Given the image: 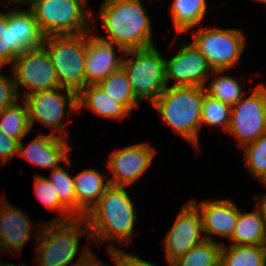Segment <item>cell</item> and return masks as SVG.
Here are the masks:
<instances>
[{"mask_svg": "<svg viewBox=\"0 0 266 266\" xmlns=\"http://www.w3.org/2000/svg\"><path fill=\"white\" fill-rule=\"evenodd\" d=\"M38 227L34 243L38 266H69L80 249L79 236L91 239L85 218L42 222Z\"/></svg>", "mask_w": 266, "mask_h": 266, "instance_id": "cell-4", "label": "cell"}, {"mask_svg": "<svg viewBox=\"0 0 266 266\" xmlns=\"http://www.w3.org/2000/svg\"><path fill=\"white\" fill-rule=\"evenodd\" d=\"M19 141L6 136L0 130V162L6 163L9 159L18 155Z\"/></svg>", "mask_w": 266, "mask_h": 266, "instance_id": "cell-36", "label": "cell"}, {"mask_svg": "<svg viewBox=\"0 0 266 266\" xmlns=\"http://www.w3.org/2000/svg\"><path fill=\"white\" fill-rule=\"evenodd\" d=\"M125 189L126 187L110 185L84 217L95 245L100 246L107 241L121 242L120 245L123 246L131 242L137 212L135 202Z\"/></svg>", "mask_w": 266, "mask_h": 266, "instance_id": "cell-1", "label": "cell"}, {"mask_svg": "<svg viewBox=\"0 0 266 266\" xmlns=\"http://www.w3.org/2000/svg\"><path fill=\"white\" fill-rule=\"evenodd\" d=\"M17 100L0 112V130L8 137L19 142L31 131L28 108L25 100L24 107Z\"/></svg>", "mask_w": 266, "mask_h": 266, "instance_id": "cell-26", "label": "cell"}, {"mask_svg": "<svg viewBox=\"0 0 266 266\" xmlns=\"http://www.w3.org/2000/svg\"><path fill=\"white\" fill-rule=\"evenodd\" d=\"M0 266H17L16 264H12V263H0ZM18 266H27V265H24V264H22V265H18Z\"/></svg>", "mask_w": 266, "mask_h": 266, "instance_id": "cell-40", "label": "cell"}, {"mask_svg": "<svg viewBox=\"0 0 266 266\" xmlns=\"http://www.w3.org/2000/svg\"><path fill=\"white\" fill-rule=\"evenodd\" d=\"M255 1L266 4V0H255Z\"/></svg>", "mask_w": 266, "mask_h": 266, "instance_id": "cell-41", "label": "cell"}, {"mask_svg": "<svg viewBox=\"0 0 266 266\" xmlns=\"http://www.w3.org/2000/svg\"><path fill=\"white\" fill-rule=\"evenodd\" d=\"M108 254L114 261L116 266H157L148 261L141 259L137 255L129 254L116 246H107ZM168 266H171V263L168 262Z\"/></svg>", "mask_w": 266, "mask_h": 266, "instance_id": "cell-34", "label": "cell"}, {"mask_svg": "<svg viewBox=\"0 0 266 266\" xmlns=\"http://www.w3.org/2000/svg\"><path fill=\"white\" fill-rule=\"evenodd\" d=\"M180 50L170 59H165V78L167 86L205 87L209 73L213 75L224 71H214L204 55L192 44L181 42ZM209 72V73H208ZM172 80V81H171Z\"/></svg>", "mask_w": 266, "mask_h": 266, "instance_id": "cell-12", "label": "cell"}, {"mask_svg": "<svg viewBox=\"0 0 266 266\" xmlns=\"http://www.w3.org/2000/svg\"><path fill=\"white\" fill-rule=\"evenodd\" d=\"M252 212L239 210L238 222L230 241L234 245L266 246V229L257 207Z\"/></svg>", "mask_w": 266, "mask_h": 266, "instance_id": "cell-22", "label": "cell"}, {"mask_svg": "<svg viewBox=\"0 0 266 266\" xmlns=\"http://www.w3.org/2000/svg\"><path fill=\"white\" fill-rule=\"evenodd\" d=\"M17 100H19V95L14 78L3 75L0 71V112Z\"/></svg>", "mask_w": 266, "mask_h": 266, "instance_id": "cell-35", "label": "cell"}, {"mask_svg": "<svg viewBox=\"0 0 266 266\" xmlns=\"http://www.w3.org/2000/svg\"><path fill=\"white\" fill-rule=\"evenodd\" d=\"M207 6L206 0H174L170 13L176 35L189 32L190 29L202 23Z\"/></svg>", "mask_w": 266, "mask_h": 266, "instance_id": "cell-23", "label": "cell"}, {"mask_svg": "<svg viewBox=\"0 0 266 266\" xmlns=\"http://www.w3.org/2000/svg\"><path fill=\"white\" fill-rule=\"evenodd\" d=\"M116 47V48H115ZM116 49L121 55L116 56ZM125 51L114 43L86 33L85 76L86 85L98 84L109 74L122 67Z\"/></svg>", "mask_w": 266, "mask_h": 266, "instance_id": "cell-15", "label": "cell"}, {"mask_svg": "<svg viewBox=\"0 0 266 266\" xmlns=\"http://www.w3.org/2000/svg\"><path fill=\"white\" fill-rule=\"evenodd\" d=\"M203 87L168 86L152 103L163 121L196 149L200 147Z\"/></svg>", "mask_w": 266, "mask_h": 266, "instance_id": "cell-3", "label": "cell"}, {"mask_svg": "<svg viewBox=\"0 0 266 266\" xmlns=\"http://www.w3.org/2000/svg\"><path fill=\"white\" fill-rule=\"evenodd\" d=\"M34 181V190L37 198L49 210L60 213L59 217H55L51 221H68L76 218L59 200V196L53 185L42 175H37Z\"/></svg>", "mask_w": 266, "mask_h": 266, "instance_id": "cell-30", "label": "cell"}, {"mask_svg": "<svg viewBox=\"0 0 266 266\" xmlns=\"http://www.w3.org/2000/svg\"><path fill=\"white\" fill-rule=\"evenodd\" d=\"M13 34L14 59L28 49L41 47L45 38L30 9L13 10Z\"/></svg>", "mask_w": 266, "mask_h": 266, "instance_id": "cell-21", "label": "cell"}, {"mask_svg": "<svg viewBox=\"0 0 266 266\" xmlns=\"http://www.w3.org/2000/svg\"><path fill=\"white\" fill-rule=\"evenodd\" d=\"M11 66L18 95L20 86L25 89L24 97L60 87L55 68L43 46L26 50L14 59Z\"/></svg>", "mask_w": 266, "mask_h": 266, "instance_id": "cell-11", "label": "cell"}, {"mask_svg": "<svg viewBox=\"0 0 266 266\" xmlns=\"http://www.w3.org/2000/svg\"><path fill=\"white\" fill-rule=\"evenodd\" d=\"M40 31L45 37L90 32L91 19L87 0H26Z\"/></svg>", "mask_w": 266, "mask_h": 266, "instance_id": "cell-5", "label": "cell"}, {"mask_svg": "<svg viewBox=\"0 0 266 266\" xmlns=\"http://www.w3.org/2000/svg\"><path fill=\"white\" fill-rule=\"evenodd\" d=\"M14 61L13 10L0 12V67Z\"/></svg>", "mask_w": 266, "mask_h": 266, "instance_id": "cell-33", "label": "cell"}, {"mask_svg": "<svg viewBox=\"0 0 266 266\" xmlns=\"http://www.w3.org/2000/svg\"><path fill=\"white\" fill-rule=\"evenodd\" d=\"M107 179L105 180V178ZM108 176L102 175L96 169H84L74 176L75 197L79 205V218L86 214L98 203L99 198L110 186Z\"/></svg>", "mask_w": 266, "mask_h": 266, "instance_id": "cell-19", "label": "cell"}, {"mask_svg": "<svg viewBox=\"0 0 266 266\" xmlns=\"http://www.w3.org/2000/svg\"><path fill=\"white\" fill-rule=\"evenodd\" d=\"M240 83L230 75L221 74L216 75L211 83H209V87L205 86L204 89L207 95L231 107L245 95Z\"/></svg>", "mask_w": 266, "mask_h": 266, "instance_id": "cell-28", "label": "cell"}, {"mask_svg": "<svg viewBox=\"0 0 266 266\" xmlns=\"http://www.w3.org/2000/svg\"><path fill=\"white\" fill-rule=\"evenodd\" d=\"M156 152L154 147L144 142L113 150L107 164L112 174L108 177L110 184L127 187L140 179Z\"/></svg>", "mask_w": 266, "mask_h": 266, "instance_id": "cell-14", "label": "cell"}, {"mask_svg": "<svg viewBox=\"0 0 266 266\" xmlns=\"http://www.w3.org/2000/svg\"><path fill=\"white\" fill-rule=\"evenodd\" d=\"M77 107L78 110L87 107L102 117L118 121L130 114L122 103L109 97L98 84L86 85L77 94Z\"/></svg>", "mask_w": 266, "mask_h": 266, "instance_id": "cell-20", "label": "cell"}, {"mask_svg": "<svg viewBox=\"0 0 266 266\" xmlns=\"http://www.w3.org/2000/svg\"><path fill=\"white\" fill-rule=\"evenodd\" d=\"M42 46L50 56L59 86L78 94L86 86V33L47 36Z\"/></svg>", "mask_w": 266, "mask_h": 266, "instance_id": "cell-6", "label": "cell"}, {"mask_svg": "<svg viewBox=\"0 0 266 266\" xmlns=\"http://www.w3.org/2000/svg\"><path fill=\"white\" fill-rule=\"evenodd\" d=\"M67 138L59 137L55 134H39L28 145L23 141L19 142L18 155L26 158L32 164L42 169H54L60 166L59 163L66 162L72 166L69 159L71 146L66 141Z\"/></svg>", "mask_w": 266, "mask_h": 266, "instance_id": "cell-16", "label": "cell"}, {"mask_svg": "<svg viewBox=\"0 0 266 266\" xmlns=\"http://www.w3.org/2000/svg\"><path fill=\"white\" fill-rule=\"evenodd\" d=\"M98 85L109 97L122 103L130 112L133 108L139 107L140 101L134 95L128 76L122 67L109 74Z\"/></svg>", "mask_w": 266, "mask_h": 266, "instance_id": "cell-25", "label": "cell"}, {"mask_svg": "<svg viewBox=\"0 0 266 266\" xmlns=\"http://www.w3.org/2000/svg\"><path fill=\"white\" fill-rule=\"evenodd\" d=\"M231 107L220 100L210 97L205 93L201 110L202 124L210 127H221L227 132L230 124Z\"/></svg>", "mask_w": 266, "mask_h": 266, "instance_id": "cell-32", "label": "cell"}, {"mask_svg": "<svg viewBox=\"0 0 266 266\" xmlns=\"http://www.w3.org/2000/svg\"><path fill=\"white\" fill-rule=\"evenodd\" d=\"M56 190L60 202L76 217L79 218V205L75 197L74 176L63 167L58 166L47 178Z\"/></svg>", "mask_w": 266, "mask_h": 266, "instance_id": "cell-29", "label": "cell"}, {"mask_svg": "<svg viewBox=\"0 0 266 266\" xmlns=\"http://www.w3.org/2000/svg\"><path fill=\"white\" fill-rule=\"evenodd\" d=\"M122 68L128 76L134 95L140 102L147 100L152 104L168 87L165 78V58L155 45L125 51Z\"/></svg>", "mask_w": 266, "mask_h": 266, "instance_id": "cell-7", "label": "cell"}, {"mask_svg": "<svg viewBox=\"0 0 266 266\" xmlns=\"http://www.w3.org/2000/svg\"><path fill=\"white\" fill-rule=\"evenodd\" d=\"M222 243L205 240L171 262V266H219Z\"/></svg>", "mask_w": 266, "mask_h": 266, "instance_id": "cell-27", "label": "cell"}, {"mask_svg": "<svg viewBox=\"0 0 266 266\" xmlns=\"http://www.w3.org/2000/svg\"><path fill=\"white\" fill-rule=\"evenodd\" d=\"M228 133L239 141V148L266 133V85L258 84L250 96L231 106Z\"/></svg>", "mask_w": 266, "mask_h": 266, "instance_id": "cell-10", "label": "cell"}, {"mask_svg": "<svg viewBox=\"0 0 266 266\" xmlns=\"http://www.w3.org/2000/svg\"><path fill=\"white\" fill-rule=\"evenodd\" d=\"M258 198V203L256 205V207L259 209L261 216H262V220L264 222V227L266 229V194L262 195V196H257Z\"/></svg>", "mask_w": 266, "mask_h": 266, "instance_id": "cell-38", "label": "cell"}, {"mask_svg": "<svg viewBox=\"0 0 266 266\" xmlns=\"http://www.w3.org/2000/svg\"><path fill=\"white\" fill-rule=\"evenodd\" d=\"M98 257L92 253L89 247L84 248L78 260L72 266H109L104 265L102 261L97 259Z\"/></svg>", "mask_w": 266, "mask_h": 266, "instance_id": "cell-37", "label": "cell"}, {"mask_svg": "<svg viewBox=\"0 0 266 266\" xmlns=\"http://www.w3.org/2000/svg\"><path fill=\"white\" fill-rule=\"evenodd\" d=\"M221 266H266V246L222 244Z\"/></svg>", "mask_w": 266, "mask_h": 266, "instance_id": "cell-24", "label": "cell"}, {"mask_svg": "<svg viewBox=\"0 0 266 266\" xmlns=\"http://www.w3.org/2000/svg\"><path fill=\"white\" fill-rule=\"evenodd\" d=\"M8 2H7V5H3V8H6V7H8V4H10L11 2H12V4H13V2L15 3V4H18V3H22V4H24V2L26 1V0H7Z\"/></svg>", "mask_w": 266, "mask_h": 266, "instance_id": "cell-39", "label": "cell"}, {"mask_svg": "<svg viewBox=\"0 0 266 266\" xmlns=\"http://www.w3.org/2000/svg\"><path fill=\"white\" fill-rule=\"evenodd\" d=\"M203 225L200 212L190 202L184 204L174 224L162 241L167 262L171 263L193 247L203 243Z\"/></svg>", "mask_w": 266, "mask_h": 266, "instance_id": "cell-13", "label": "cell"}, {"mask_svg": "<svg viewBox=\"0 0 266 266\" xmlns=\"http://www.w3.org/2000/svg\"><path fill=\"white\" fill-rule=\"evenodd\" d=\"M242 148L249 172L266 186V133Z\"/></svg>", "mask_w": 266, "mask_h": 266, "instance_id": "cell-31", "label": "cell"}, {"mask_svg": "<svg viewBox=\"0 0 266 266\" xmlns=\"http://www.w3.org/2000/svg\"><path fill=\"white\" fill-rule=\"evenodd\" d=\"M190 202L200 212L206 240L215 241L213 235L231 239L239 215V208L232 200L217 199L210 202L204 200L199 203L197 200H191Z\"/></svg>", "mask_w": 266, "mask_h": 266, "instance_id": "cell-17", "label": "cell"}, {"mask_svg": "<svg viewBox=\"0 0 266 266\" xmlns=\"http://www.w3.org/2000/svg\"><path fill=\"white\" fill-rule=\"evenodd\" d=\"M0 202V250L17 254L32 238L33 223L28 215L10 204L6 197L1 198Z\"/></svg>", "mask_w": 266, "mask_h": 266, "instance_id": "cell-18", "label": "cell"}, {"mask_svg": "<svg viewBox=\"0 0 266 266\" xmlns=\"http://www.w3.org/2000/svg\"><path fill=\"white\" fill-rule=\"evenodd\" d=\"M64 91V93H63ZM29 115V123L31 129L34 123L38 121L46 127L52 129L53 133L59 131V137L68 135L67 130H64L65 123L64 117L66 106L68 104V114H72L74 110L78 111L77 107V94L71 90L58 87L56 89L39 91L29 94L24 97ZM63 133V134H62Z\"/></svg>", "mask_w": 266, "mask_h": 266, "instance_id": "cell-9", "label": "cell"}, {"mask_svg": "<svg viewBox=\"0 0 266 266\" xmlns=\"http://www.w3.org/2000/svg\"><path fill=\"white\" fill-rule=\"evenodd\" d=\"M245 35L239 29L203 27L193 32L192 44L204 55L214 71L236 66L245 48Z\"/></svg>", "mask_w": 266, "mask_h": 266, "instance_id": "cell-8", "label": "cell"}, {"mask_svg": "<svg viewBox=\"0 0 266 266\" xmlns=\"http://www.w3.org/2000/svg\"><path fill=\"white\" fill-rule=\"evenodd\" d=\"M141 0H105L99 18L107 34L99 38L124 51L153 46L151 18Z\"/></svg>", "mask_w": 266, "mask_h": 266, "instance_id": "cell-2", "label": "cell"}]
</instances>
